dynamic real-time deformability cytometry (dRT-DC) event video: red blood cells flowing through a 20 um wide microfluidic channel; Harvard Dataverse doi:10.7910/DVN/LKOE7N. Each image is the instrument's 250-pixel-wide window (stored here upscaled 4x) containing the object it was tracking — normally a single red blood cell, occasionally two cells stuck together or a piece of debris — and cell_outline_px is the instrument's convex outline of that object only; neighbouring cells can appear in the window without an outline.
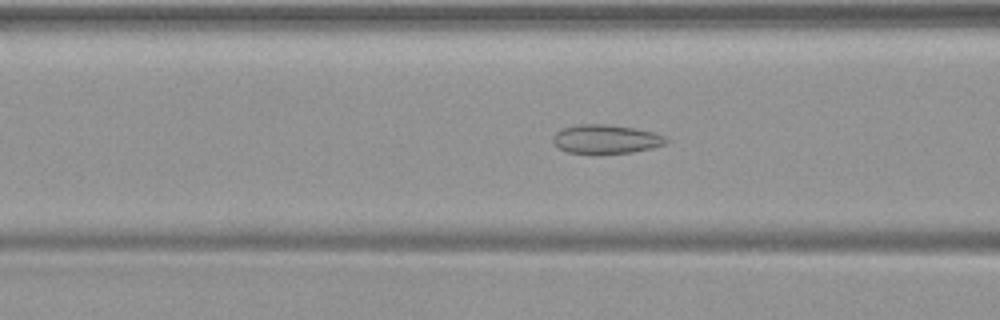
{"species": "common noctule bat (a hibernating species)", "species_latin": "Nyctalus noctula", "temperature_condition": "warm", "stored_images_in_passage": 42, "camera_frame_rate_fps": 3000, "um_per_image_px": 0.085, "animal": {"sex": "female", "body_mass_g": 19.9}, "frame": {"image": 1, "passage_image": 11, "time_ms": 3.333, "image_size_px": [1000, 320], "cell_outline_px": [[668, 140], [664, 144], [652, 148], [632, 152], [596, 156], [592, 156], [568, 152], [556, 148], [552, 144], [552, 136], [556, 132], [564, 128], [576, 124], [608, 124], [636, 128], [652, 132], [664, 136]], "centroid_in_image_um": [51.42, 11.86], "position_along_channel_um": 115.2, "area_um2": 19.83}}
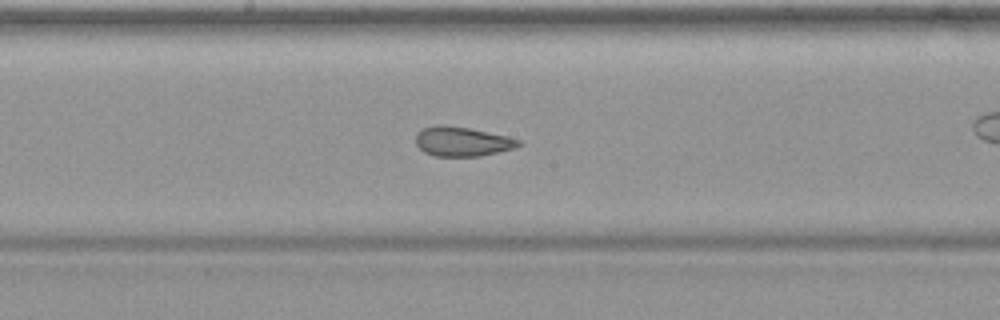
{"frame": {"image": 2, "passage_image": 18, "time_ms": 5.667, "image_size_px": [1000, 320], "cell_outline_px": [[520, 144], [516, 148], [480, 156], [436, 156], [424, 152], [416, 144], [416, 132], [424, 128], [440, 124], [468, 128], [508, 136], [520, 140]], "centroid_in_image_um": [39.28, 12.03], "position_along_channel_um": 208.9, "area_um2": 17.57}}
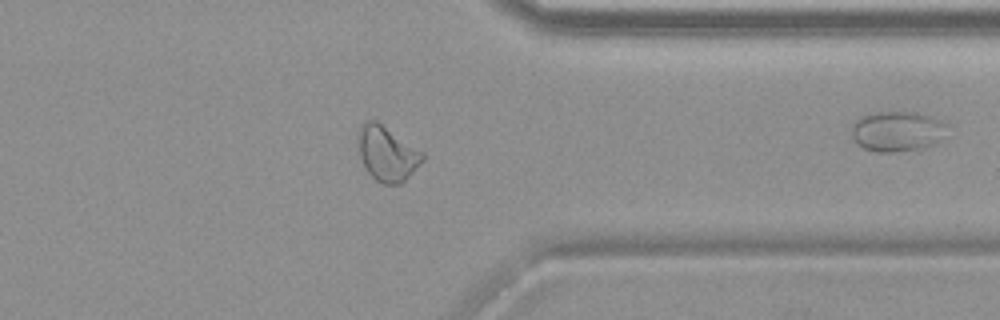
{"frame": {"image": 3, "passage_image": 31, "time_ms": 10.0, "image_size_px": [1000, 320], "cell_outline_px": [[424, 160], [400, 184], [384, 184], [376, 180], [368, 172], [360, 156], [360, 128], [364, 120], [376, 120], [424, 152]], "centroid_in_image_um": [32.94, 13.05], "position_along_channel_um": 378.5, "area_um2": 20.11}}